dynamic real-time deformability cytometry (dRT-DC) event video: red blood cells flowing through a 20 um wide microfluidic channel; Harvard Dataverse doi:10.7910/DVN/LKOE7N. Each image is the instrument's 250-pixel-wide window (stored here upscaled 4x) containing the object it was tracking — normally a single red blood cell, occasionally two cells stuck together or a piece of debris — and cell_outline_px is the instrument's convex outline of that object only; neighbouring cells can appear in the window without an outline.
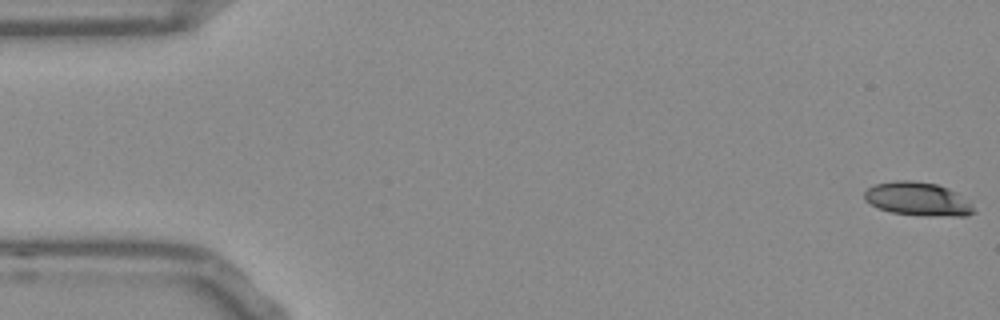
{"species": "Egyptian fruit bat (a non-hibernating species)", "species_latin": "Rousettus aegyptiacus", "temperature_condition": "room temperature", "stored_images_in_passage": 53, "camera_frame_rate_fps": 3000, "um_per_image_px": 0.085, "frame": {"image": 1, "passage_image": 1, "time_ms": 0.0, "image_size_px": [1000, 320], "cell_outline_px": [[976, 212], [968, 216], [924, 216], [892, 212], [880, 208], [864, 200], [864, 192], [868, 188], [876, 184], [896, 180], [912, 180], [936, 184], [948, 188], [956, 192], [972, 204]], "centroid_in_image_um": [78.04, 16.92], "position_along_channel_um": 7.0, "area_um2": 21.39}}
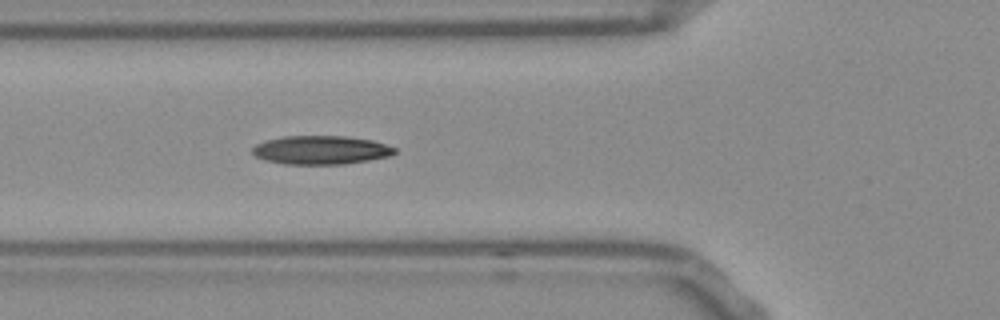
{"frame": {"image": 2, "passage_image": 19, "time_ms": 6.0, "image_size_px": [1000, 320], "cell_outline_px": [[396, 152], [392, 156], [344, 164], [284, 164], [264, 160], [256, 156], [252, 152], [252, 148], [256, 144], [264, 140], [284, 136], [344, 136], [372, 140], [396, 148]], "centroid_in_image_um": [27.26, 12.75], "position_along_channel_um": 98.5, "area_um2": 23.81}}
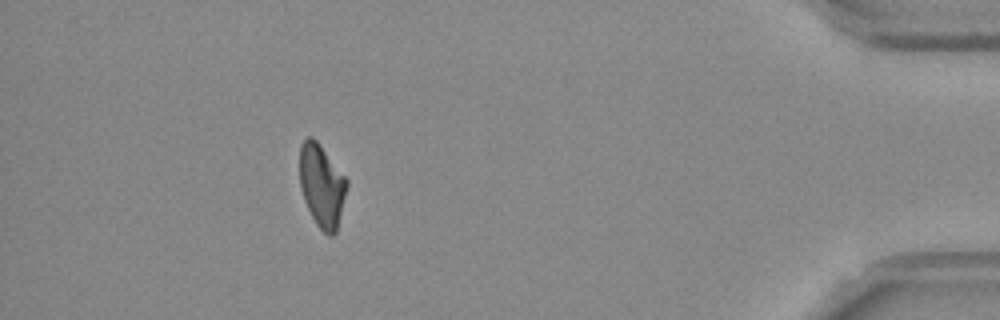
{"frame": {"image": 3, "passage_image": 48, "time_ms": 15.667, "image_size_px": [1000, 320], "cell_outline_px": [[348, 184], [336, 232], [332, 236], [328, 236], [316, 224], [304, 200], [300, 188], [300, 144], [308, 136], [312, 136], [316, 140], [348, 180]], "centroid_in_image_um": [27.34, 15.78], "position_along_channel_um": 407.9, "area_um2": 22.54}, "authors_computed_cell_mechanics": {"area_um2": 22.9466, "velocity_mm_per_s": 3.8098, "shape_relaxation_time_tau1_ms": 8.6336, "shape_relaxation_time_tau2_ms": 6.9448, "deformation_change_tau1": 0.1862, "deformation_change_tau2": 0.1521}}